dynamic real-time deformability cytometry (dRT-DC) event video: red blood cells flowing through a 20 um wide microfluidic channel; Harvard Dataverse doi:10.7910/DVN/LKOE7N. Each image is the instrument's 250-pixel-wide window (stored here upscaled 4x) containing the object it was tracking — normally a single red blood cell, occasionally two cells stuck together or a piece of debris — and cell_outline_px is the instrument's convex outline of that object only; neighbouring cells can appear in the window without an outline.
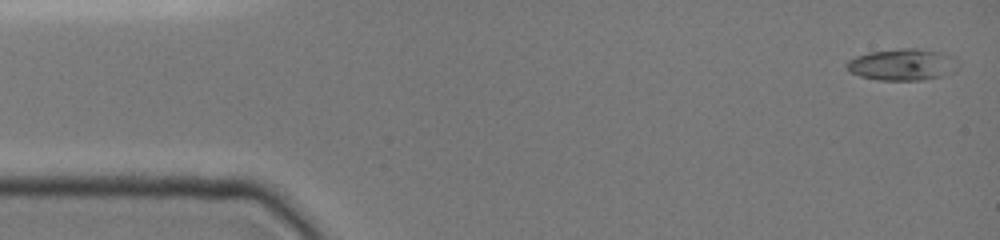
{"species": "common noctule bat (a hibernating species)", "species_latin": "Nyctalus noctula", "temperature_condition": "cold", "stored_images_in_passage": 31, "segment_of_instrument_passage": [1, 2], "camera_frame_rate_fps": 3000, "um_per_image_px": 0.085, "animal": {"sex": "female", "body_mass_g": 19.0, "forearm_length_mm": 51.5}, "frame": {"image": 1, "passage_image": 1, "time_ms": 0.0, "image_size_px": [1000, 240], "cell_outline_px": [[960, 68], [952, 72], [940, 76], [924, 80], [876, 80], [860, 76], [848, 72], [844, 64], [848, 60], [856, 56], [868, 52], [900, 48], [916, 48], [944, 52], [952, 56], [960, 64]], "centroid_in_image_um": [76.7, 5.48], "position_along_channel_um": 8.3, "area_um2": 20.98}}
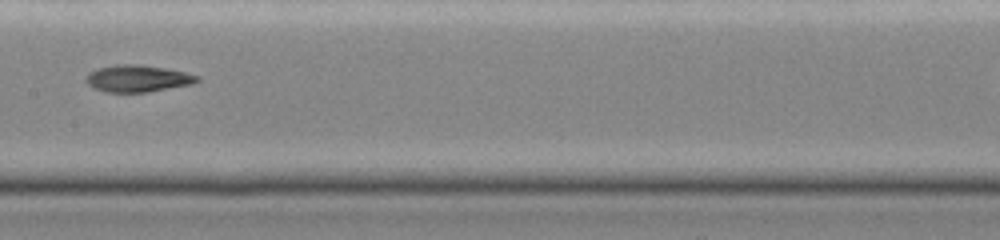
{"frame": {"image": 2, "passage_image": 15, "time_ms": 7.667, "image_size_px": [1000, 240], "cell_outline_px": [[200, 80], [192, 84], [148, 92], [104, 92], [92, 88], [84, 80], [88, 72], [100, 68], [116, 64], [140, 64], [164, 68], [184, 72], [200, 76]], "centroid_in_image_um": [11.67, 6.67], "position_along_channel_um": 195.7, "area_um2": 17.51}}
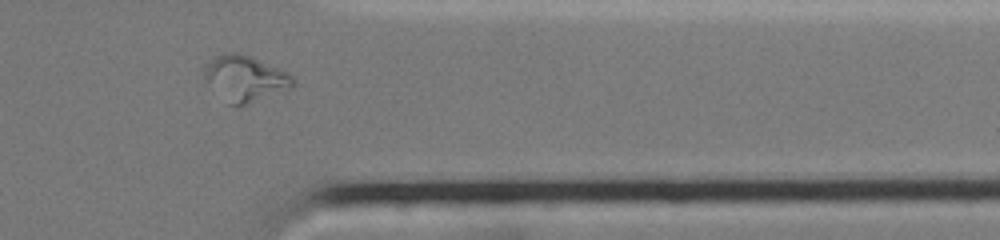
{"frame": {"image": 3, "passage_image": 29, "time_ms": 12.667, "image_size_px": [1000, 240], "cell_outline_px": [[296, 84], [292, 88], [248, 104], [228, 104], [204, 76], [204, 68], [216, 56], [224, 52], [240, 52], [252, 56], [280, 68], [288, 72], [296, 80]], "centroid_in_image_um": [20.91, 6.63], "position_along_channel_um": 390.5, "area_um2": 23.47}}